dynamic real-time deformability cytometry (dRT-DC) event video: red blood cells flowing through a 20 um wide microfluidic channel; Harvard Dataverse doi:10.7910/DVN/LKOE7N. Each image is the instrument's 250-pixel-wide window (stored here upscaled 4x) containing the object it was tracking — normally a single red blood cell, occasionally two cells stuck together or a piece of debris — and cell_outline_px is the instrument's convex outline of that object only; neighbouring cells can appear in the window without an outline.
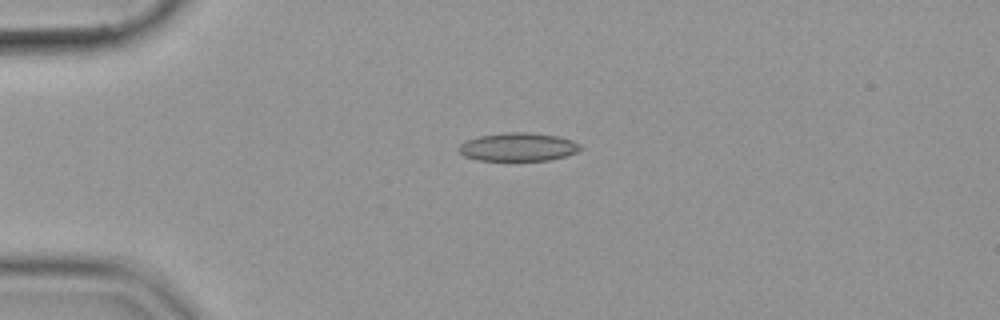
{"species": "common noctule bat (a hibernating species)", "species_latin": "Nyctalus noctula", "temperature_condition": "cold", "stored_images_in_passage": 42, "camera_frame_rate_fps": 3000, "um_per_image_px": 0.085, "animal": {"sex": "female", "body_mass_g": 19.9}, "frame": {"image": 1, "passage_image": 1, "time_ms": 0.0, "image_size_px": [1000, 320], "cell_outline_px": [[584, 148], [568, 156], [548, 160], [476, 160], [464, 156], [456, 148], [460, 144], [468, 140], [480, 136], [504, 132], [528, 132], [556, 136], [572, 140], [580, 144]], "centroid_in_image_um": [44.05, 12.49], "position_along_channel_um": 40.9, "area_um2": 20.11}}
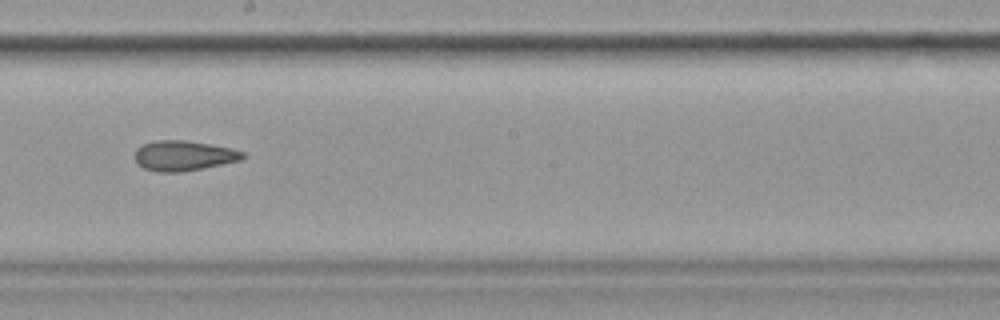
{"frame": {"image": 2, "passage_image": 19, "time_ms": 6.0, "image_size_px": [1000, 320], "cell_outline_px": [[244, 156], [240, 160], [204, 168], [180, 172], [156, 172], [144, 168], [136, 160], [136, 148], [144, 144], [156, 140], [184, 140], [232, 148], [244, 152]], "centroid_in_image_um": [15.61, 13.23], "position_along_channel_um": 232.6, "area_um2": 18.73}}
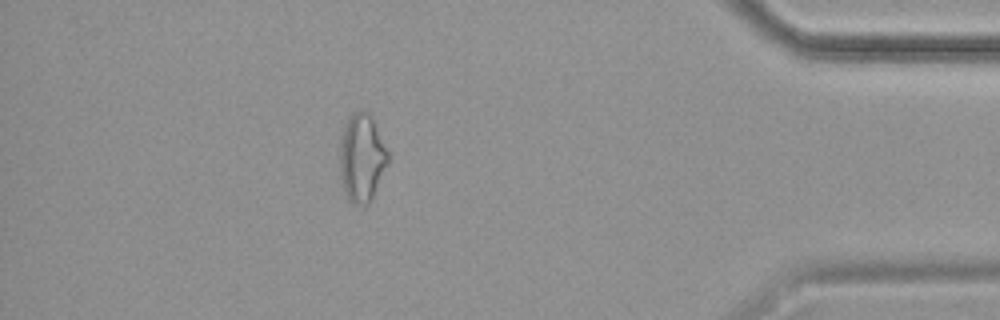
{"frame": {"image": 3, "passage_image": 36, "time_ms": 11.667, "image_size_px": [1000, 320], "cell_outline_px": [[388, 164], [372, 200], [368, 204], [352, 204], [348, 200], [344, 192], [340, 176], [340, 144], [344, 124], [356, 112], [368, 112], [388, 152]], "centroid_in_image_um": [30.74, 13.5], "position_along_channel_um": 404.5, "area_um2": 24.39}}